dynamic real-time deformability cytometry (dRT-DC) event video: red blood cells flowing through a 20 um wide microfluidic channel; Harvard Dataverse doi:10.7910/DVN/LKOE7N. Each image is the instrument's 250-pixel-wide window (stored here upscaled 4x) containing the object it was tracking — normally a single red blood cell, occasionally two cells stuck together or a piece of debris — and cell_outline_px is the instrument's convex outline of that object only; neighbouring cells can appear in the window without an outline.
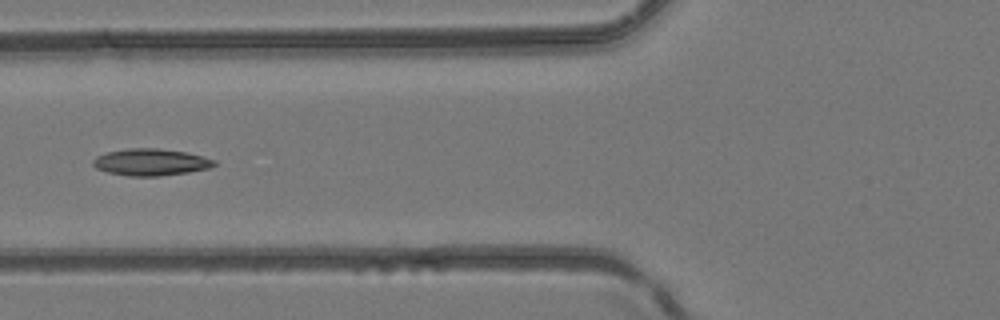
{"species": "common noctule bat (a hibernating species)", "species_latin": "Nyctalus noctula", "temperature_condition": "room temperature", "stored_images_in_passage": 6, "camera_frame_rate_fps": 3000, "um_per_image_px": 0.085, "animal": {"sex": "female", "body_mass_g": 24.6, "forearm_length_mm": 56.2}, "frame": {"image": 1, "passage_image": 6, "time_ms": 1.667, "image_size_px": [1000, 320], "cell_outline_px": [[216, 164], [208, 168], [188, 172], [160, 176], [128, 176], [108, 172], [96, 168], [92, 164], [92, 160], [96, 156], [108, 152], [132, 148], [156, 148], [184, 152], [204, 156], [216, 160]], "centroid_in_image_um": [12.81, 13.78], "position_along_channel_um": 113.0, "area_um2": 18.84}}